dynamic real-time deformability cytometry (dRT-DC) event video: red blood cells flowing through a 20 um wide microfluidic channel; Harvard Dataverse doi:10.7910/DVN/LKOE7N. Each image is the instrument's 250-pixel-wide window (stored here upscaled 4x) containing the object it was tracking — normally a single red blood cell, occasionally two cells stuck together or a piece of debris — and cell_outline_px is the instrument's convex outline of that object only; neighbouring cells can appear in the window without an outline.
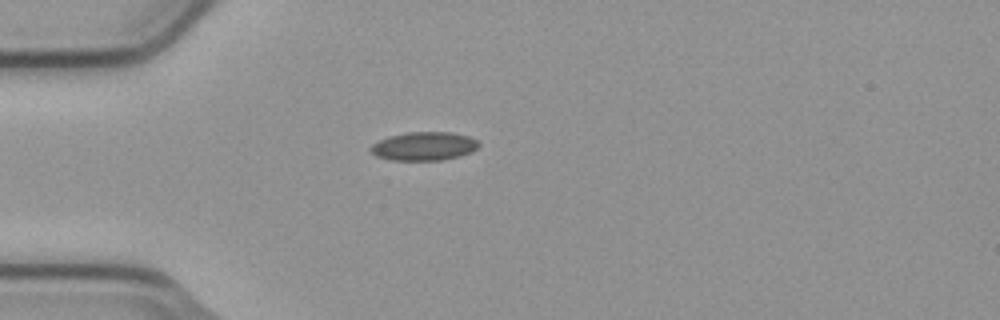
{"species": "common noctule bat (a hibernating species)", "species_latin": "Nyctalus noctula", "temperature_condition": "cold", "stored_images_in_passage": 1, "camera_frame_rate_fps": 3000, "um_per_image_px": 0.085, "animal": {"sex": "male", "body_mass_g": 23.1, "forearm_length_mm": 52.7}, "frame": {"image": 1, "passage_image": 1, "time_ms": 0.0, "image_size_px": [1000, 320], "cell_outline_px": [[480, 144], [472, 152], [460, 156], [440, 160], [392, 160], [376, 156], [368, 148], [372, 144], [388, 136], [408, 132], [452, 132], [468, 136], [476, 140]], "centroid_in_image_um": [36.03, 12.42], "position_along_channel_um": 49.0, "area_um2": 17.98}}